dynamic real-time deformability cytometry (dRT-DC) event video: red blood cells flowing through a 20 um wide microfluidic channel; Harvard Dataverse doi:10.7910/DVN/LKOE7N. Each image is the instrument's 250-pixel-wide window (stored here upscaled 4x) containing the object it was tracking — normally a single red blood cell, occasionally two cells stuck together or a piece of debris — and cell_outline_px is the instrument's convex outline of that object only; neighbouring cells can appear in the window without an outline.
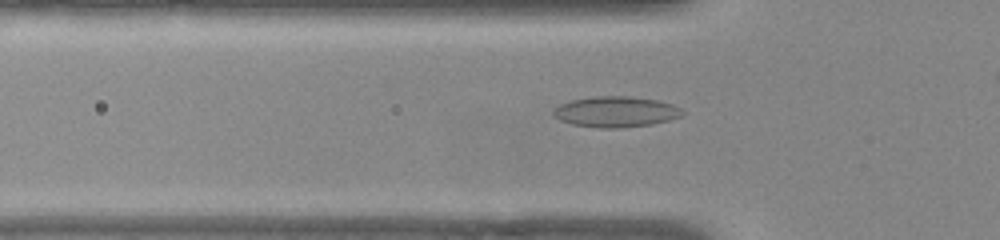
{"species": "common noctule bat (a hibernating species)", "species_latin": "Nyctalus noctula", "temperature_condition": "warm", "stored_images_in_passage": 30, "camera_frame_rate_fps": 3000, "um_per_image_px": 0.085, "animal": {"sex": "female", "body_mass_g": 22.0, "forearm_length_mm": 56.7}, "frame": {"image": 1, "passage_image": 4, "time_ms": 1.0, "image_size_px": [1000, 240], "cell_outline_px": [[684, 112], [680, 116], [668, 120], [652, 124], [620, 128], [600, 128], [572, 124], [560, 120], [552, 112], [560, 104], [572, 100], [596, 96], [628, 96], [656, 100], [672, 104], [680, 108]], "centroid_in_image_um": [52.35, 9.5], "position_along_channel_um": 73.5, "area_um2": 22.83}}
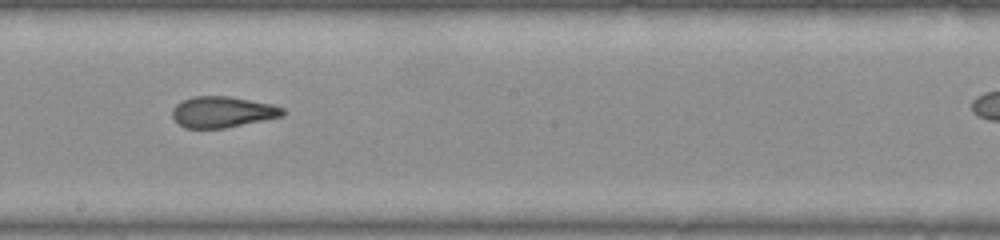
{"frame": {"image": 2, "passage_image": 16, "time_ms": 5.0, "image_size_px": [1000, 240], "cell_outline_px": [[284, 116], [224, 128], [184, 128], [172, 116], [172, 108], [176, 104], [192, 96], [228, 96], [272, 104], [284, 108]], "centroid_in_image_um": [18.91, 9.51], "position_along_channel_um": 229.3, "area_um2": 19.88}}
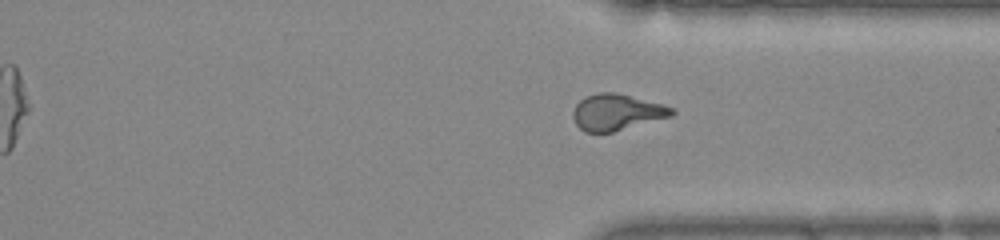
{"frame": {"image": 3, "passage_image": 26, "time_ms": 8.333, "image_size_px": [1000, 240], "cell_outline_px": [[676, 112], [672, 116], [612, 132], [584, 132], [576, 124], [572, 116], [572, 112], [576, 104], [584, 96], [600, 92], [612, 92], [660, 104], [672, 108]], "centroid_in_image_um": [52.37, 9.55], "position_along_channel_um": 359.0, "area_um2": 20.52}}